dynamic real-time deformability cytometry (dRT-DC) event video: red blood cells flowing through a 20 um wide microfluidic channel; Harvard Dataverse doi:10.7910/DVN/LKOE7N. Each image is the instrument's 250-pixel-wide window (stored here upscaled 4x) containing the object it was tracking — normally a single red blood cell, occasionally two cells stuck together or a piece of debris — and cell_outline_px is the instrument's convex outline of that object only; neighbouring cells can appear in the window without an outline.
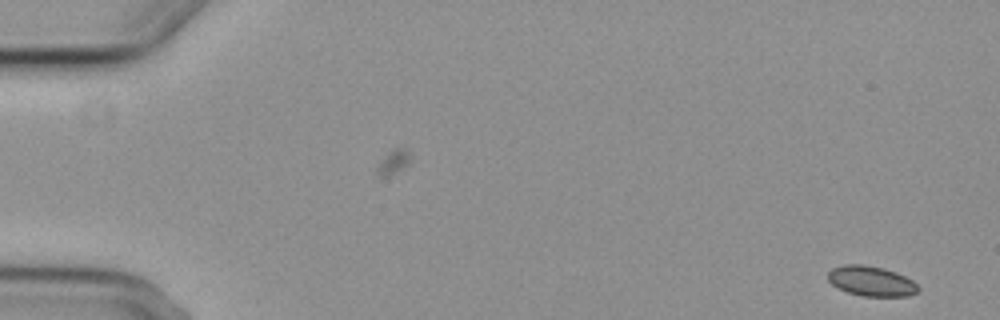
{"species": "common noctule bat (a hibernating species)", "species_latin": "Nyctalus noctula", "temperature_condition": "cold", "stored_images_in_passage": 5, "camera_frame_rate_fps": 3000, "um_per_image_px": 0.085, "animal": {"sex": "female", "body_mass_g": 29.2, "forearm_length_mm": 56.3}, "frame": {"image": 1, "passage_image": 1, "time_ms": 0.0, "image_size_px": [1000, 320], "cell_outline_px": [[920, 292], [908, 296], [864, 296], [848, 292], [832, 284], [828, 280], [828, 272], [832, 268], [844, 264], [864, 264], [884, 268], [896, 272], [912, 280], [920, 288]], "centroid_in_image_um": [74.08, 23.88], "position_along_channel_um": 10.9, "area_um2": 15.84}}